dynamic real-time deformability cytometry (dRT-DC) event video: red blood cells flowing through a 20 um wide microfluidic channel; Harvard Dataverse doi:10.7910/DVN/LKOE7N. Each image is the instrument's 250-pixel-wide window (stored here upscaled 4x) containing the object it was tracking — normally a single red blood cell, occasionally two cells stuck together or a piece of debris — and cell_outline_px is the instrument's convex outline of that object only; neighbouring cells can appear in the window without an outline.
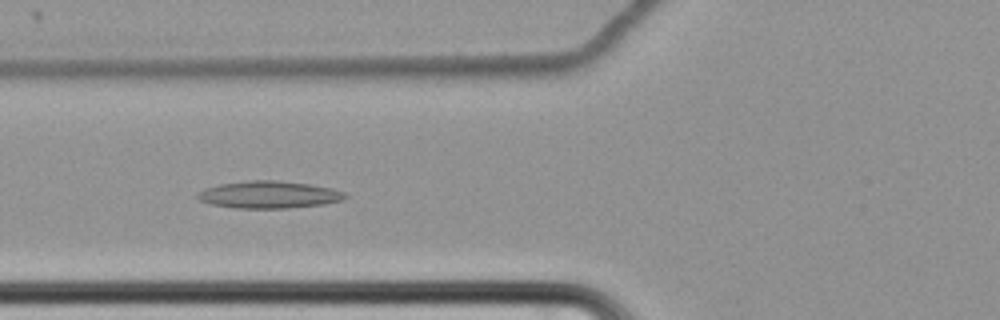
{"species": "common noctule bat (a hibernating species)", "species_latin": "Nyctalus noctula", "temperature_condition": "cold", "stored_images_in_passage": 67, "camera_frame_rate_fps": 3000, "um_per_image_px": 0.085, "animal": {"sex": "female", "body_mass_g": 22.7, "forearm_length_mm": 54.2}, "frame": {"image": 1, "passage_image": 30, "time_ms": 9.667, "image_size_px": [1000, 320], "cell_outline_px": [[348, 196], [344, 200], [324, 204], [288, 208], [232, 208], [212, 204], [200, 200], [196, 196], [204, 188], [220, 184], [248, 180], [276, 180], [312, 184], [332, 188], [344, 192]], "centroid_in_image_um": [22.9, 16.54], "position_along_channel_um": 102.9, "area_um2": 23.52}}
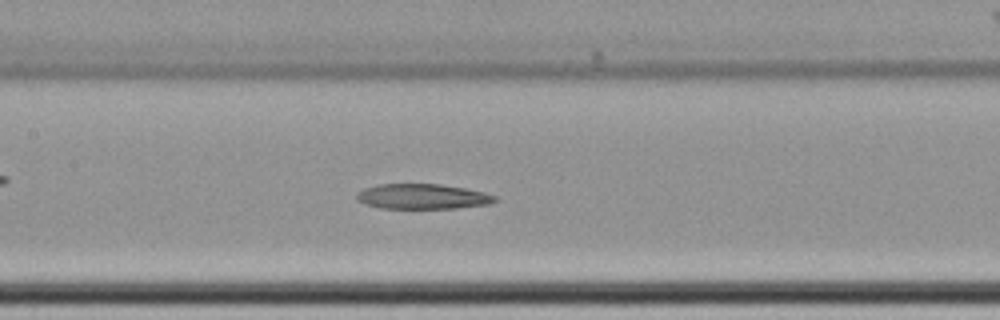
{"frame": {"image": 2, "passage_image": 36, "time_ms": 11.667, "image_size_px": [1000, 320], "cell_outline_px": [[500, 200], [488, 204], [456, 208], [380, 208], [364, 204], [356, 200], [356, 192], [364, 188], [380, 184], [440, 184], [464, 188], [484, 192], [496, 196]], "centroid_in_image_um": [35.9, 16.7], "position_along_channel_um": 171.5, "area_um2": 20.35}}
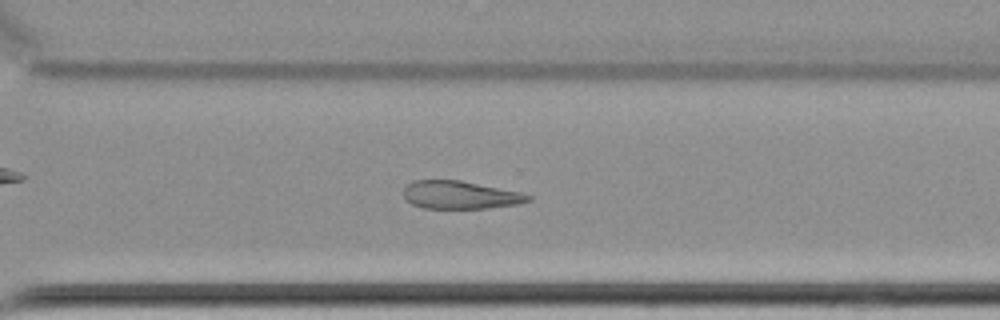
{"frame": {"image": 3, "passage_image": 50, "time_ms": 16.333, "image_size_px": [1000, 320], "cell_outline_px": [[532, 200], [516, 204], [488, 208], [424, 208], [412, 204], [404, 200], [404, 188], [408, 184], [416, 180], [460, 180], [520, 192], [532, 196]], "centroid_in_image_um": [39.1, 16.57], "position_along_channel_um": 331.5, "area_um2": 20.17}}